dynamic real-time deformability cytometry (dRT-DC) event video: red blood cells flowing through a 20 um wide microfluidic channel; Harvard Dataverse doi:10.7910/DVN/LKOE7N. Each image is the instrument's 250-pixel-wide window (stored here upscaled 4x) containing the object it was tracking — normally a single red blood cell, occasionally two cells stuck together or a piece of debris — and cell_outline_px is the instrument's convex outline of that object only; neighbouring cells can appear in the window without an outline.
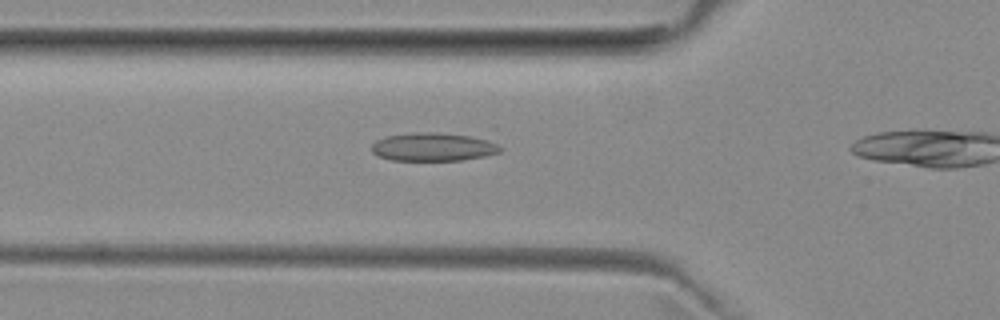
{"species": "common noctule bat (a hibernating species)", "species_latin": "Nyctalus noctula", "temperature_condition": "room temperature", "stored_images_in_passage": 4, "camera_frame_rate_fps": 3000, "um_per_image_px": 0.085, "animal": {"sex": "female", "body_mass_g": 29.2, "forearm_length_mm": 56.3}, "frame": {"image": 1, "passage_image": 3, "time_ms": 0.667, "image_size_px": [1000, 320], "cell_outline_px": [[500, 152], [484, 156], [460, 160], [392, 160], [380, 156], [372, 152], [372, 144], [376, 140], [388, 136], [416, 132], [436, 132], [488, 136], [500, 148]], "centroid_in_image_um": [36.91, 12.46], "position_along_channel_um": 88.9, "area_um2": 21.5}}